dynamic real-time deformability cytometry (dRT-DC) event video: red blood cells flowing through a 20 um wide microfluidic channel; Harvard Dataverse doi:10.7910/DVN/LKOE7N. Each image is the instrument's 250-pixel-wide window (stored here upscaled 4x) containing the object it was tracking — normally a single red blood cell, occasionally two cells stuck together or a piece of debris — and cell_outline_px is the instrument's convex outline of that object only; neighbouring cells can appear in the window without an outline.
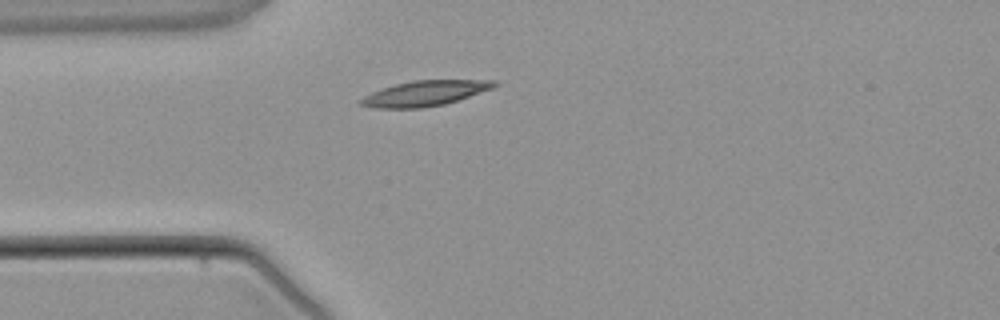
{"species": "common noctule bat (a hibernating species)", "species_latin": "Nyctalus noctula", "temperature_condition": "warm", "stored_images_in_passage": 3, "camera_frame_rate_fps": 3000, "um_per_image_px": 0.085, "animal": {"sex": "male", "body_mass_g": 21.5, "forearm_length_mm": 52.0}, "frame": {"image": 1, "passage_image": 3, "time_ms": 2.333, "image_size_px": [1000, 320], "cell_outline_px": [[500, 84], [492, 88], [444, 104], [420, 108], [376, 108], [360, 104], [360, 100], [364, 96], [372, 92], [396, 84], [412, 80], [496, 80]], "centroid_in_image_um": [36.12, 7.92], "position_along_channel_um": 48.9, "area_um2": 19.31}}